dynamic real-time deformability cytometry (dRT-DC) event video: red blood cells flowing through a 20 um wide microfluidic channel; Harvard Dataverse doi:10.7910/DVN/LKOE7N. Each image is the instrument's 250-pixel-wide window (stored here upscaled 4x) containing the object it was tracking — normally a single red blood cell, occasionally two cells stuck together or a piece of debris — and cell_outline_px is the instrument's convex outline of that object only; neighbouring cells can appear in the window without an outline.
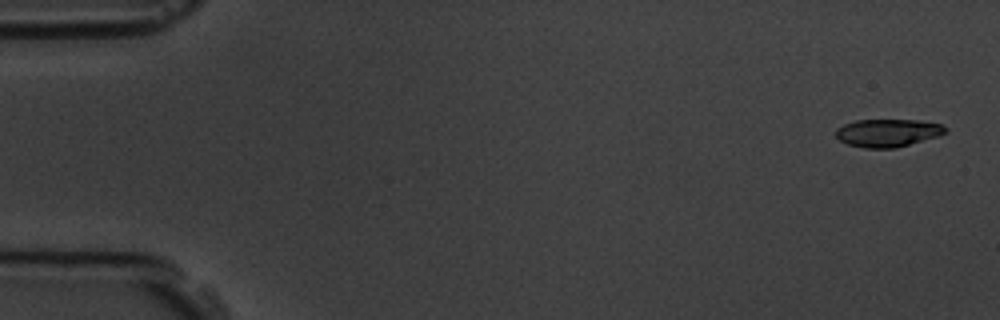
{"species": "common noctule bat (a hibernating species)", "species_latin": "Nyctalus noctula", "temperature_condition": "room temperature", "stored_images_in_passage": 6, "camera_frame_rate_fps": 3000, "um_per_image_px": 0.085, "animal": {"sex": "male", "body_mass_g": 19.5, "forearm_length_mm": 54.6}, "frame": {"image": 1, "passage_image": 1, "time_ms": 0.0, "image_size_px": [1000, 320], "cell_outline_px": [[948, 132], [936, 136], [896, 148], [864, 148], [848, 144], [840, 140], [836, 136], [836, 128], [844, 124], [856, 120], [916, 120], [940, 124], [948, 128]], "centroid_in_image_um": [75.44, 11.29], "position_along_channel_um": 9.6, "area_um2": 17.63}}